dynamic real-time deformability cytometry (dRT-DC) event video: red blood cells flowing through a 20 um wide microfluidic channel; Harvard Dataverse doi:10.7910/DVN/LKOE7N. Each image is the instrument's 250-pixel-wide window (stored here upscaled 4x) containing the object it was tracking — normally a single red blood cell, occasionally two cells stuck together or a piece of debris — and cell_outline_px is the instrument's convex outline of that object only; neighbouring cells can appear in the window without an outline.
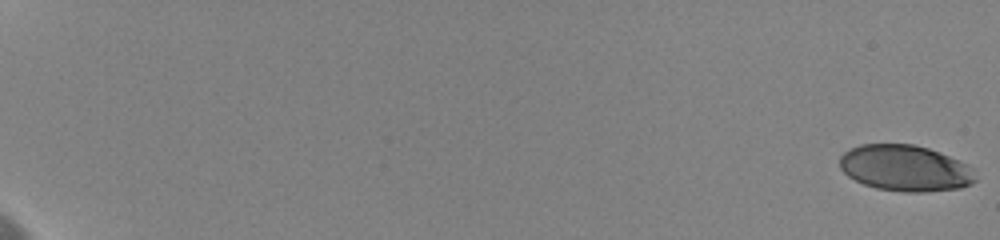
{"species": "human", "species_latin": "Homo sapiens", "temperature_condition": "cold", "stored_images_in_passage": 55, "camera_frame_rate_fps": 3000, "um_per_image_px": 0.085, "donor": {"sex": "female"}, "frame": {"image": 1, "passage_image": 1, "time_ms": 0.0, "image_size_px": [1000, 240], "cell_outline_px": [[976, 180], [972, 184], [960, 188], [924, 192], [904, 192], [876, 188], [864, 184], [848, 176], [840, 168], [840, 156], [844, 152], [860, 144], [912, 144], [928, 148], [940, 152], [972, 168]], "centroid_in_image_um": [76.92, 14.3], "position_along_channel_um": 8.1, "area_um2": 36.3}}
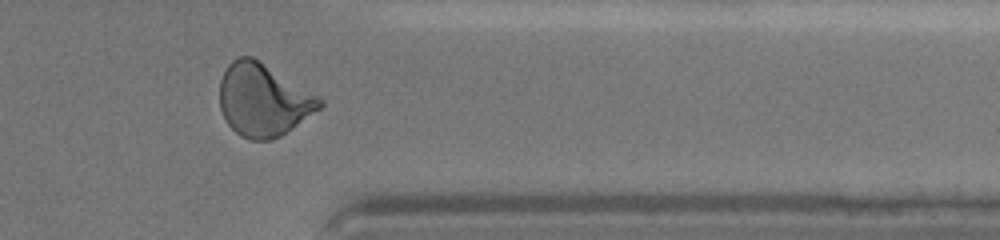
{"frame": {"image": 2, "passage_image": 47, "time_ms": 17.0, "image_size_px": [1000, 240], "cell_outline_px": [[324, 104], [320, 108], [292, 128], [280, 136], [272, 140], [248, 140], [240, 136], [228, 124], [220, 108], [220, 80], [228, 64], [232, 60], [240, 56], [252, 56], [324, 100]], "centroid_in_image_um": [22.35, 8.51], "position_along_channel_um": 389.1, "area_um2": 41.85}}
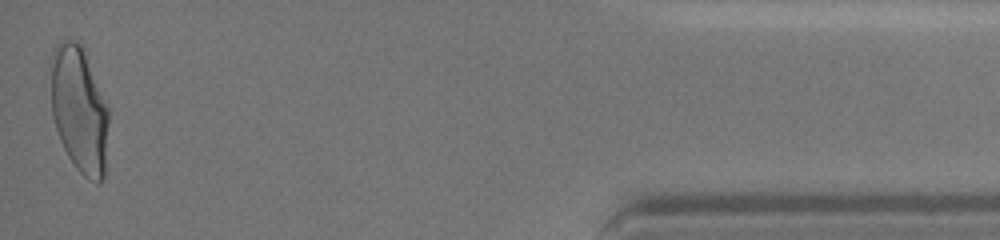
{"frame": {"image": 3, "passage_image": 55, "time_ms": 19.667, "image_size_px": [1000, 240], "cell_outline_px": [[108, 120], [104, 180], [100, 184], [84, 176], [76, 168], [68, 156], [60, 140], [52, 116], [48, 60], [56, 44], [60, 40], [76, 40], [84, 48], [108, 108]], "centroid_in_image_um": [6.69, 9.25], "position_along_channel_um": 428.5, "area_um2": 43.29}, "authors_computed_cell_mechanics": {"area_um2": 40.1132, "velocity_mm_per_s": 3.596, "shape_relaxation_time_tau1_ms": 5.6905, "shape_relaxation_time_tau2_ms": 0.9846, "deformation_change_tau1": 0.1955, "deformation_change_tau2": 0.0721}}